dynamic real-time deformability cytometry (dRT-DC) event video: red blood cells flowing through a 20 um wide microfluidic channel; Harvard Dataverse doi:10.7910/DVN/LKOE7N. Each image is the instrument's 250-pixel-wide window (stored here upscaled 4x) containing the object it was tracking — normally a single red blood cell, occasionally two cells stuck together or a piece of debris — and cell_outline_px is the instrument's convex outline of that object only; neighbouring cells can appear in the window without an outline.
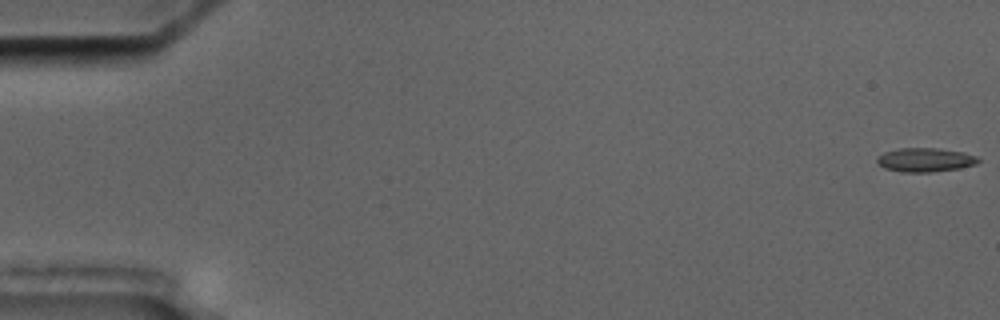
{"species": "common noctule bat (a hibernating species)", "species_latin": "Nyctalus noctula", "temperature_condition": "cold", "stored_images_in_passage": 7, "camera_frame_rate_fps": 3000, "um_per_image_px": 0.085, "animal": {"sex": "male", "body_mass_g": 17.5, "forearm_length_mm": 52.3}, "frame": {"image": 1, "passage_image": 1, "time_ms": 0.0, "image_size_px": [1000, 320], "cell_outline_px": [[980, 160], [976, 164], [960, 168], [932, 172], [900, 172], [884, 168], [876, 160], [876, 156], [884, 152], [900, 148], [936, 148], [964, 152], [976, 156]], "centroid_in_image_um": [78.63, 13.59], "position_along_channel_um": 6.4, "area_um2": 14.16}}
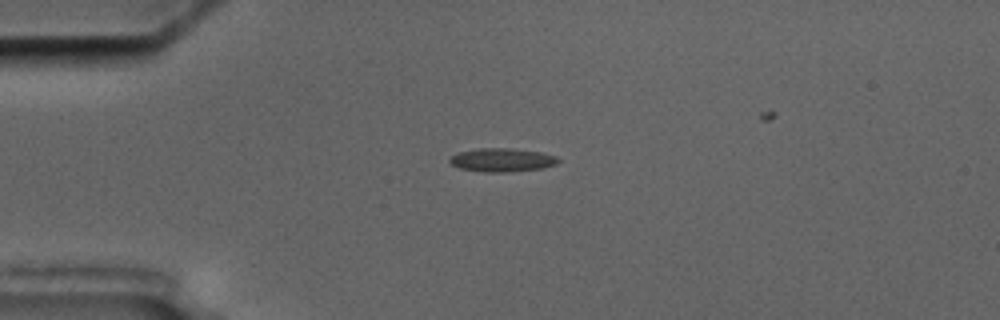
{"frame": {"image": 2, "passage_image": 5, "time_ms": 4.667, "image_size_px": [1000, 320], "cell_outline_px": [[560, 160], [556, 164], [540, 168], [508, 172], [484, 172], [460, 168], [452, 164], [448, 160], [452, 156], [460, 152], [480, 148], [508, 148], [540, 152], [556, 156]], "centroid_in_image_um": [42.67, 13.6], "position_along_channel_um": 42.3, "area_um2": 14.62}}